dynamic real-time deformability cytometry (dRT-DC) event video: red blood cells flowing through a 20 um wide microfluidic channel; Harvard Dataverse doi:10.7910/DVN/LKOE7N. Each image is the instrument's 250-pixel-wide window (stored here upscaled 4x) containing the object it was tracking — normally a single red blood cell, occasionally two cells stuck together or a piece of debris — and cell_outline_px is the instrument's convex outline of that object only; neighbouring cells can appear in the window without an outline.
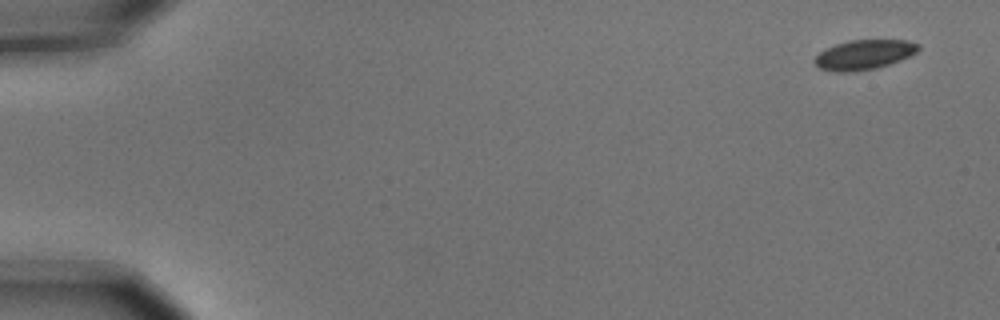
{"species": "common noctule bat (a hibernating species)", "species_latin": "Nyctalus noctula", "temperature_condition": "cold", "stored_images_in_passage": 9, "camera_frame_rate_fps": 3000, "um_per_image_px": 0.085, "animal": {"sex": "male", "body_mass_g": 15.6}, "frame": {"image": 1, "passage_image": 1, "time_ms": 0.0, "image_size_px": [1000, 320], "cell_outline_px": [[920, 48], [916, 52], [900, 60], [876, 68], [852, 72], [840, 72], [820, 68], [812, 60], [824, 48], [848, 40], [908, 40], [920, 44]], "centroid_in_image_um": [73.43, 4.63], "position_along_channel_um": 11.6, "area_um2": 17.92}}
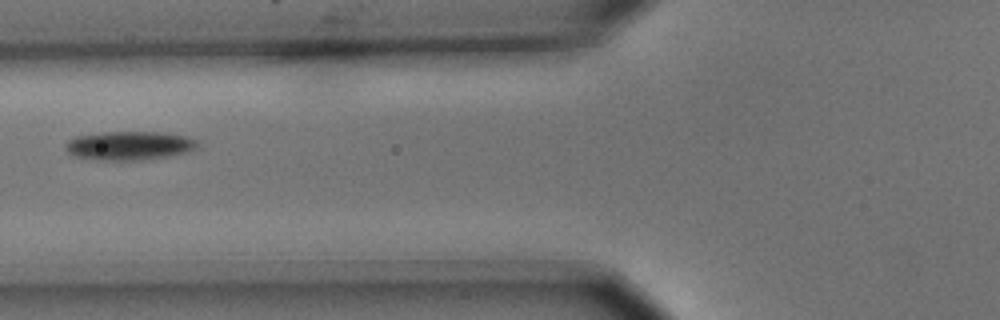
{"frame": {"image": 2, "passage_image": 6, "time_ms": 1.667, "image_size_px": [1000, 320], "cell_outline_px": [[204, 144], [188, 152], [168, 156], [140, 160], [96, 160], [72, 156], [64, 148], [64, 144], [68, 140], [76, 136], [104, 132], [160, 132], [184, 136], [196, 140]], "centroid_in_image_um": [10.98, 12.38], "position_along_channel_um": 114.8, "area_um2": 22.37}}
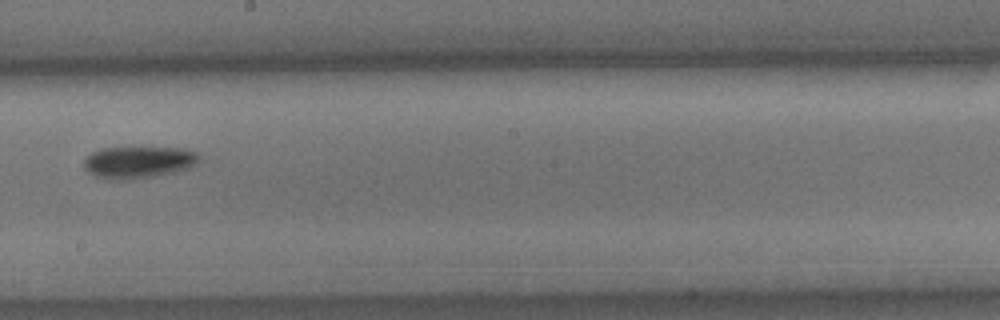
{"frame": {"image": 3, "passage_image": 9, "time_ms": 2.667, "image_size_px": [1000, 320], "cell_outline_px": [[200, 160], [196, 164], [188, 168], [172, 172], [132, 180], [108, 180], [96, 176], [88, 172], [84, 168], [84, 160], [92, 152], [100, 148], [184, 148], [196, 152], [200, 156]], "centroid_in_image_um": [11.75, 13.79], "position_along_channel_um": 236.4, "area_um2": 21.44}}